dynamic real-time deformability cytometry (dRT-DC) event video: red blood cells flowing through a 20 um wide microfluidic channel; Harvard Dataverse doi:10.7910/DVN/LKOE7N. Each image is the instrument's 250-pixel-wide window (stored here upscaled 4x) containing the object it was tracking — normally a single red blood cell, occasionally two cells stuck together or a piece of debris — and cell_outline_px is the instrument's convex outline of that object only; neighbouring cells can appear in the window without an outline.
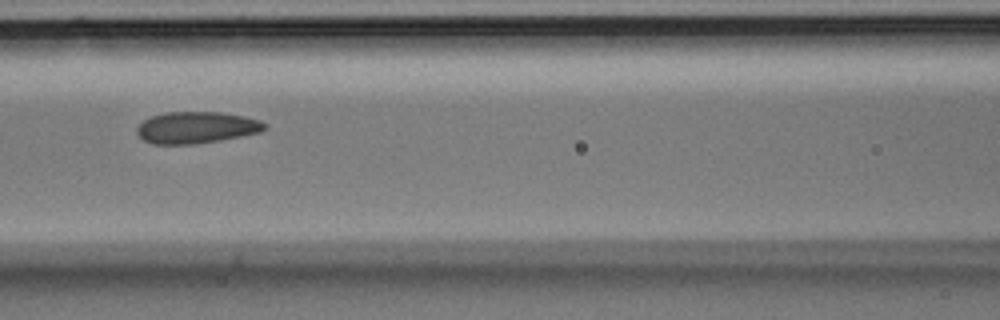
{"species": "Egyptian fruit bat (a non-hibernating species)", "species_latin": "Rousettus aegyptiacus", "temperature_condition": "room temperature", "stored_images_in_passage": 6, "camera_frame_rate_fps": 3000, "um_per_image_px": 0.085, "animal": {"sex": "male"}, "frame": {"image": 1, "passage_image": 6, "time_ms": 1.667, "image_size_px": [1000, 320], "cell_outline_px": [[268, 128], [260, 132], [220, 140], [196, 144], [152, 144], [144, 140], [136, 132], [136, 128], [144, 120], [152, 116], [168, 112], [220, 112], [244, 116], [260, 120], [268, 124]], "centroid_in_image_um": [16.72, 10.84], "position_along_channel_um": 149.9, "area_um2": 23.58}}